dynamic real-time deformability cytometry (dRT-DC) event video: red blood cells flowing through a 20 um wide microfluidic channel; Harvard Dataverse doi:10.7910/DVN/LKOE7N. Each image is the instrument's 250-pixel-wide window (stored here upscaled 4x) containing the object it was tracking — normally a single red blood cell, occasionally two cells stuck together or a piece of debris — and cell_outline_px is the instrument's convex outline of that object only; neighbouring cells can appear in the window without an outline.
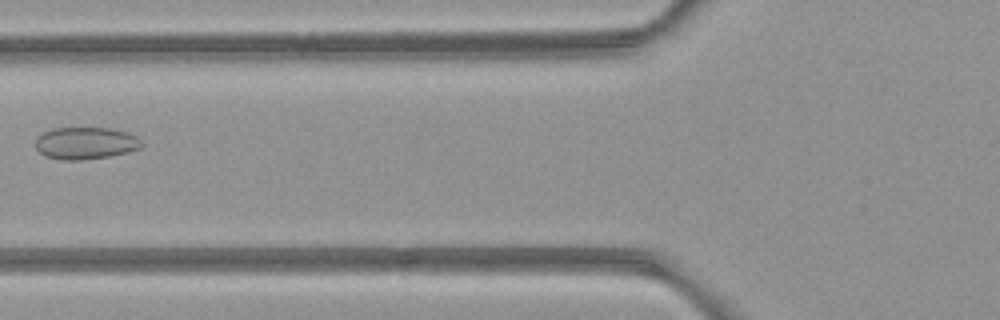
{"species": "common noctule bat (a hibernating species)", "species_latin": "Nyctalus noctula", "temperature_condition": "room temperature", "stored_images_in_passage": 7, "camera_frame_rate_fps": 3000, "um_per_image_px": 0.085, "animal": {"sex": "female", "body_mass_g": 21.9}, "frame": {"image": 1, "passage_image": 5, "time_ms": 4.667, "image_size_px": [1000, 320], "cell_outline_px": [[144, 144], [140, 148], [128, 152], [108, 156], [80, 160], [60, 160], [44, 156], [36, 148], [36, 136], [52, 128], [112, 128], [128, 132], [136, 136]], "centroid_in_image_um": [7.27, 12.16], "position_along_channel_um": 118.5, "area_um2": 20.0}}
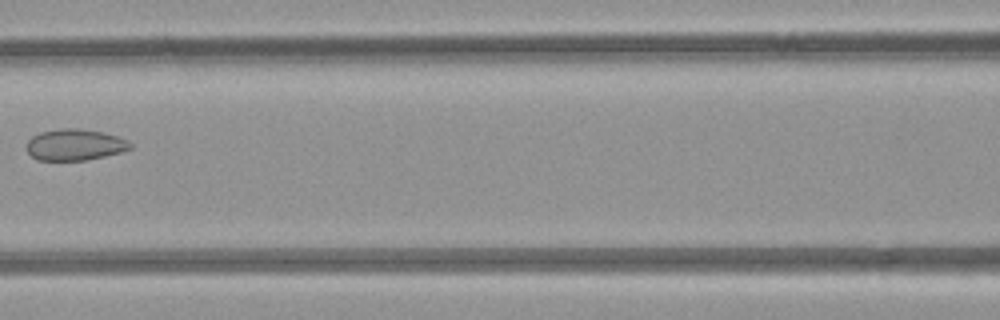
{"frame": {"image": 2, "passage_image": 6, "time_ms": 5.667, "image_size_px": [1000, 320], "cell_outline_px": [[132, 148], [120, 152], [104, 156], [84, 160], [36, 160], [24, 148], [24, 144], [32, 136], [40, 132], [60, 128], [76, 128], [104, 132], [128, 140], [132, 144]], "centroid_in_image_um": [6.32, 12.29], "position_along_channel_um": 160.3, "area_um2": 19.07}}
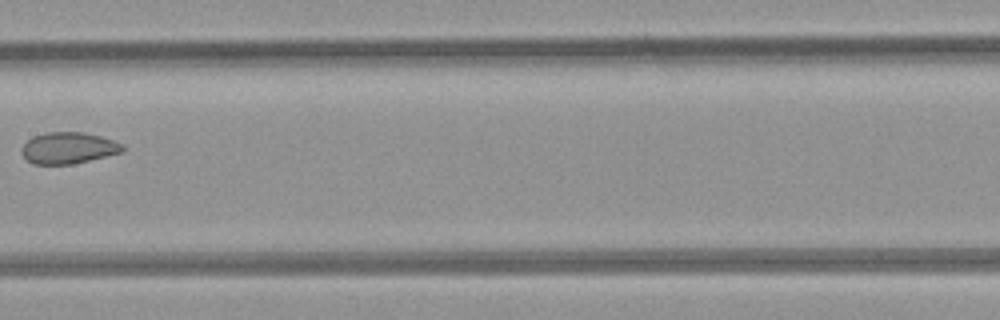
{"frame": {"image": 3, "passage_image": 7, "time_ms": 6.667, "image_size_px": [1000, 320], "cell_outline_px": [[124, 152], [72, 164], [32, 164], [20, 152], [20, 148], [32, 136], [48, 132], [80, 132], [100, 136], [124, 144]], "centroid_in_image_um": [5.8, 12.58], "position_along_channel_um": 201.6, "area_um2": 18.5}}